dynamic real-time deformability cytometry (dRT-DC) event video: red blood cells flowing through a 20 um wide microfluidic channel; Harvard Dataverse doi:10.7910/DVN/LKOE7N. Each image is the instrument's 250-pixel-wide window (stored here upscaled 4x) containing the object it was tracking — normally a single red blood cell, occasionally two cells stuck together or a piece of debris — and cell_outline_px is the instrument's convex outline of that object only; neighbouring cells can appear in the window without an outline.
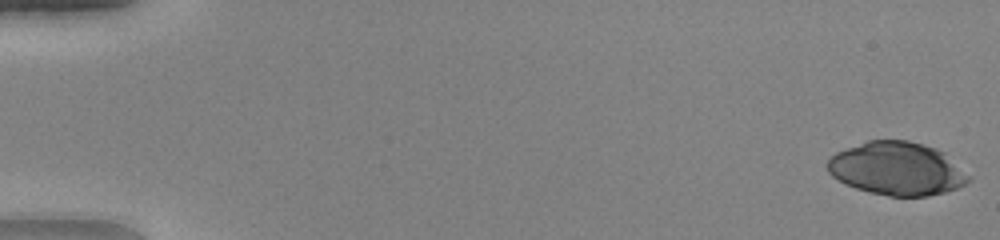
{"species": "human", "species_latin": "Homo sapiens", "temperature_condition": "warm", "stored_images_in_passage": 50, "camera_frame_rate_fps": 3000, "um_per_image_px": 0.085, "donor": {"sex": "female"}, "frame": {"image": 1, "passage_image": 1, "time_ms": 0.0, "image_size_px": [1000, 240], "cell_outline_px": [[972, 180], [956, 188], [944, 192], [928, 196], [888, 196], [868, 192], [844, 184], [832, 176], [828, 172], [828, 160], [836, 152], [868, 140], [908, 140], [924, 144], [936, 148], [944, 152], [972, 176]], "centroid_in_image_um": [76.26, 14.34], "position_along_channel_um": 8.7, "area_um2": 43.93}}
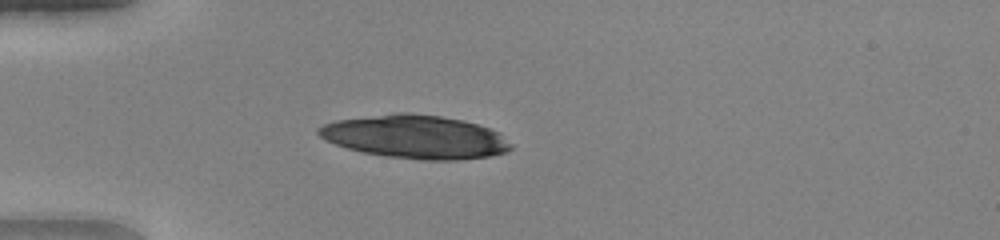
{"frame": {"image": 2, "passage_image": 15, "time_ms": 4.667, "image_size_px": [1000, 240], "cell_outline_px": [[512, 148], [508, 152], [488, 156], [456, 160], [420, 160], [388, 156], [364, 152], [348, 148], [324, 140], [316, 132], [316, 128], [324, 124], [336, 120], [396, 112], [408, 112], [440, 116], [460, 120], [492, 128], [500, 132], [512, 144]], "centroid_in_image_um": [35.32, 11.62], "position_along_channel_um": 49.7, "area_um2": 48.73}}
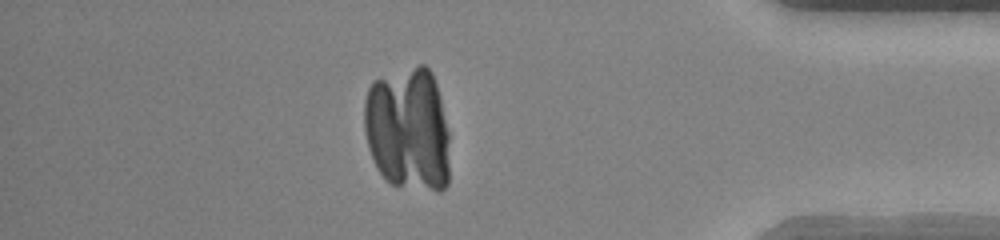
{"frame": {"image": 3, "passage_image": 44, "time_ms": 14.333, "image_size_px": [1000, 240], "cell_outline_px": [[448, 184], [440, 192], [436, 192], [392, 184], [384, 180], [376, 168], [368, 148], [364, 132], [364, 100], [368, 88], [372, 80], [420, 64], [424, 64], [432, 72], [436, 84], [448, 132]], "centroid_in_image_um": [34.65, 11.01], "position_along_channel_um": 400.5, "area_um2": 62.42}}